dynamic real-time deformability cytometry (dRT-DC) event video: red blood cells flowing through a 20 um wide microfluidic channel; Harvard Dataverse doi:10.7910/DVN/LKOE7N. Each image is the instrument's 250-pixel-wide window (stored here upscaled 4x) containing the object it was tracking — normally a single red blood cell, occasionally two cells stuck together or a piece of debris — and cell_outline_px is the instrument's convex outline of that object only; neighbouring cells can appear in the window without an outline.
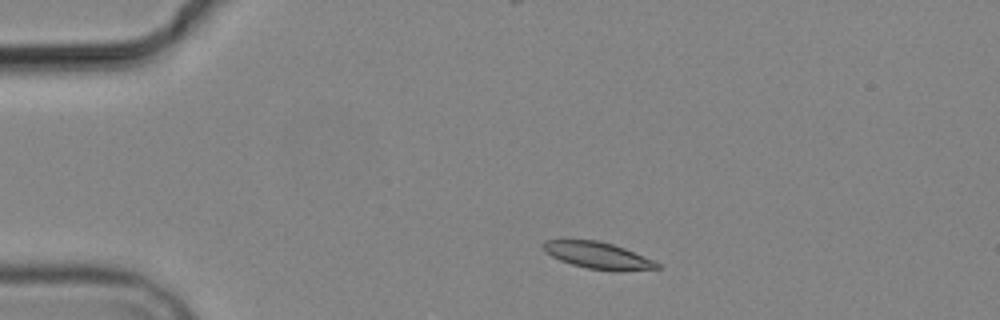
{"species": "common noctule bat (a hibernating species)", "species_latin": "Nyctalus noctula", "temperature_condition": "cold", "stored_images_in_passage": 4, "camera_frame_rate_fps": 3000, "um_per_image_px": 0.085, "animal": {"sex": "male", "body_mass_g": 19.2, "forearm_length_mm": 51.8}, "frame": {"image": 1, "passage_image": 2, "time_ms": 1.333, "image_size_px": [1000, 320], "cell_outline_px": [[660, 268], [616, 272], [588, 268], [572, 264], [560, 260], [544, 252], [540, 244], [544, 240], [596, 240], [612, 244], [624, 248], [652, 260], [660, 264]], "centroid_in_image_um": [50.78, 21.72], "position_along_channel_um": 34.2, "area_um2": 17.69}}